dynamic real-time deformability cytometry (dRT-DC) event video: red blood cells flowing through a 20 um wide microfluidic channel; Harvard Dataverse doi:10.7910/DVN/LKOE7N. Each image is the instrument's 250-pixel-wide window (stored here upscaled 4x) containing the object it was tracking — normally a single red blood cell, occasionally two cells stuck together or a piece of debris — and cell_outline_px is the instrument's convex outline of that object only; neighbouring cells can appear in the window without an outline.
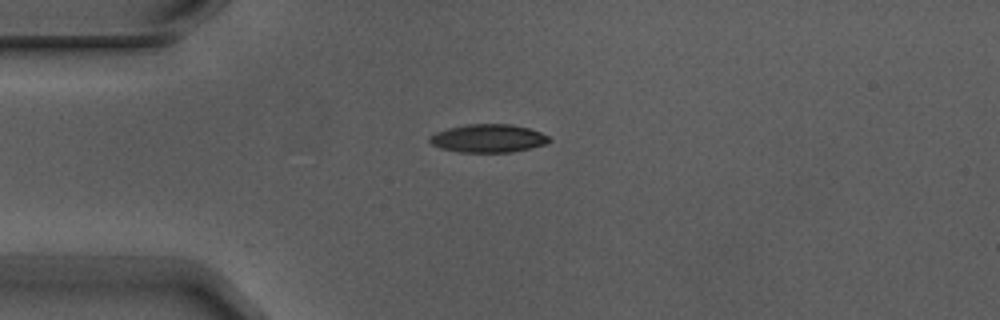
{"species": "Egyptian fruit bat (a non-hibernating species)", "species_latin": "Rousettus aegyptiacus", "temperature_condition": "warm", "stored_images_in_passage": 2, "camera_frame_rate_fps": 3000, "um_per_image_px": 0.085, "animal": {"sex": "male"}, "frame": {"image": 1, "passage_image": 1, "time_ms": 0.0, "image_size_px": [1000, 320], "cell_outline_px": [[552, 140], [548, 144], [512, 152], [460, 152], [440, 148], [432, 144], [428, 140], [428, 136], [436, 132], [448, 128], [468, 124], [512, 124], [528, 128], [540, 132], [548, 136]], "centroid_in_image_um": [41.5, 11.76], "position_along_channel_um": 43.5, "area_um2": 19.71}}